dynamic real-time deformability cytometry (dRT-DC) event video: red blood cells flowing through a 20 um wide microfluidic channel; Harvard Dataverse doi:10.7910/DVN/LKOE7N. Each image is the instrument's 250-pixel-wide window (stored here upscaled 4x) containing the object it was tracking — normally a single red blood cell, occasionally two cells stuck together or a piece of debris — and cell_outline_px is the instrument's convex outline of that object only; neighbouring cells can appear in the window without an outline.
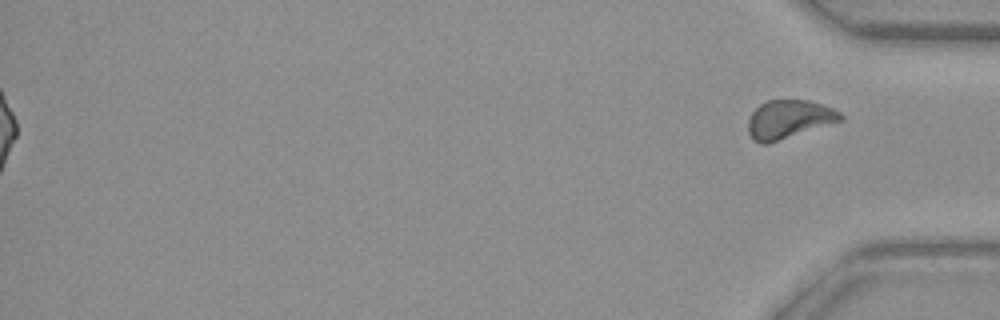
{"species": "common noctule bat (a hibernating species)", "species_latin": "Nyctalus noctula", "temperature_condition": "warm", "stored_images_in_passage": 37, "segment_of_instrument_passage": [2, 2], "camera_frame_rate_fps": 3000, "um_per_image_px": 0.085, "animal": {"sex": "female", "body_mass_g": 29.2, "forearm_length_mm": 56.3}, "frame": {"image": 1, "passage_image": 37, "time_ms": 12.0, "image_size_px": [1000, 320], "cell_outline_px": [[844, 120], [768, 144], [760, 144], [752, 140], [748, 132], [748, 120], [752, 112], [760, 104], [768, 100], [808, 100], [832, 108], [840, 112], [844, 116]], "centroid_in_image_um": [67.04, 10.16], "position_along_channel_um": 368.2, "area_um2": 20.87}}